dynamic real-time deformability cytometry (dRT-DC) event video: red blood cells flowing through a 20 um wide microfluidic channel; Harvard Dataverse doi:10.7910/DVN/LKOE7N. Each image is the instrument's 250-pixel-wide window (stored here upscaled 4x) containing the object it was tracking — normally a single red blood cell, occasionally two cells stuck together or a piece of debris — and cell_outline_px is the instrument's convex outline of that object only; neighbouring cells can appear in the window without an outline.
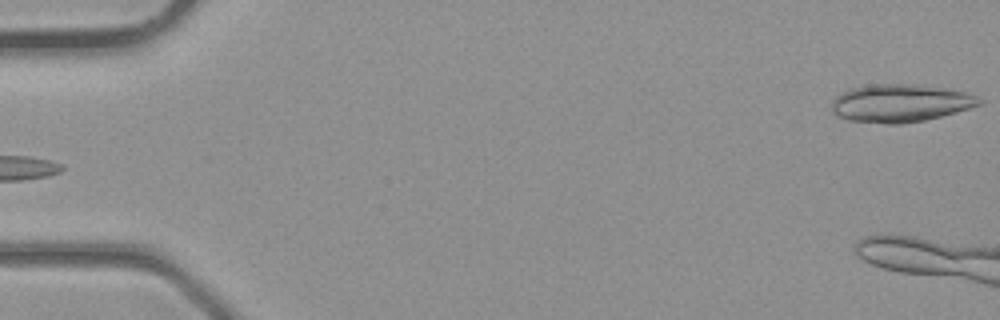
{"species": "common noctule bat (a hibernating species)", "species_latin": "Nyctalus noctula", "temperature_condition": "room temperature", "stored_images_in_passage": 7, "camera_frame_rate_fps": 3000, "um_per_image_px": 0.085, "animal": {"sex": "male", "body_mass_g": 23.1, "forearm_length_mm": 52.7}, "frame": {"image": 1, "passage_image": 1, "time_ms": 0.0, "image_size_px": [1000, 320], "cell_outline_px": [[984, 100], [980, 104], [956, 112], [924, 120], [904, 124], [888, 124], [848, 120], [832, 112], [832, 100], [836, 96], [852, 88], [876, 84], [912, 84], [944, 88], [964, 92], [976, 96]], "centroid_in_image_um": [76.52, 8.77], "position_along_channel_um": 8.5, "area_um2": 32.19}}